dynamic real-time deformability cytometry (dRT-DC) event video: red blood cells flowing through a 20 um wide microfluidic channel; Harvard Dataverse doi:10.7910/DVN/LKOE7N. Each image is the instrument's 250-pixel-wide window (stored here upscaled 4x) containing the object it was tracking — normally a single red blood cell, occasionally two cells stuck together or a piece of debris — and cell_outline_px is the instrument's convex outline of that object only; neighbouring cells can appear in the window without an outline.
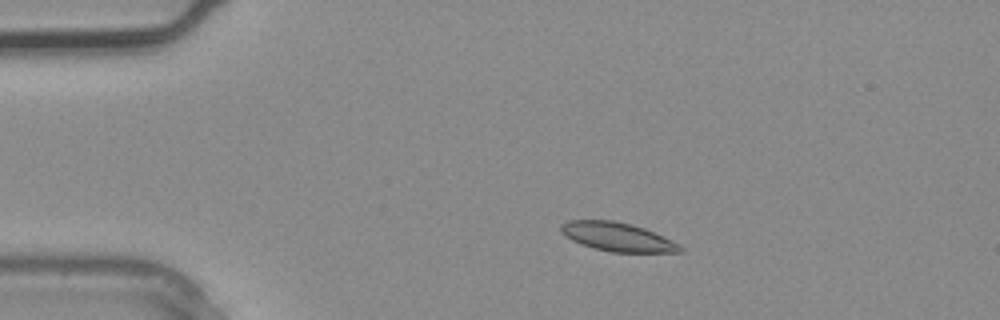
{"species": "common noctule bat (a hibernating species)", "species_latin": "Nyctalus noctula", "temperature_condition": "warm", "stored_images_in_passage": 3, "camera_frame_rate_fps": 3000, "um_per_image_px": 0.085, "animal": {"sex": "male", "body_mass_g": 20.4}, "frame": {"image": 1, "passage_image": 2, "time_ms": 0.333, "image_size_px": [1000, 320], "cell_outline_px": [[684, 252], [612, 252], [596, 248], [572, 240], [564, 236], [560, 232], [560, 224], [568, 220], [612, 220], [632, 224], [644, 228], [680, 244], [684, 248]], "centroid_in_image_um": [52.48, 20.12], "position_along_channel_um": 32.5, "area_um2": 19.88}}
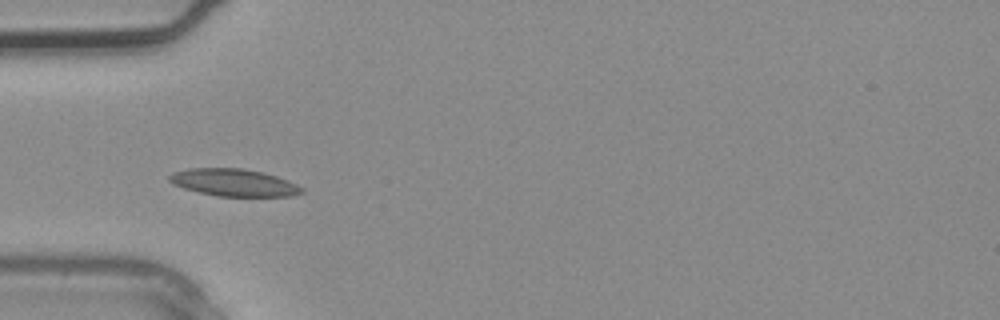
{"frame": {"image": 2, "passage_image": 3, "time_ms": 0.667, "image_size_px": [1000, 320], "cell_outline_px": [[304, 192], [292, 196], [220, 196], [200, 192], [184, 188], [172, 184], [168, 180], [168, 176], [172, 172], [192, 168], [244, 168], [264, 172], [288, 180], [304, 188]], "centroid_in_image_um": [19.89, 15.51], "position_along_channel_um": 65.1, "area_um2": 21.1}}